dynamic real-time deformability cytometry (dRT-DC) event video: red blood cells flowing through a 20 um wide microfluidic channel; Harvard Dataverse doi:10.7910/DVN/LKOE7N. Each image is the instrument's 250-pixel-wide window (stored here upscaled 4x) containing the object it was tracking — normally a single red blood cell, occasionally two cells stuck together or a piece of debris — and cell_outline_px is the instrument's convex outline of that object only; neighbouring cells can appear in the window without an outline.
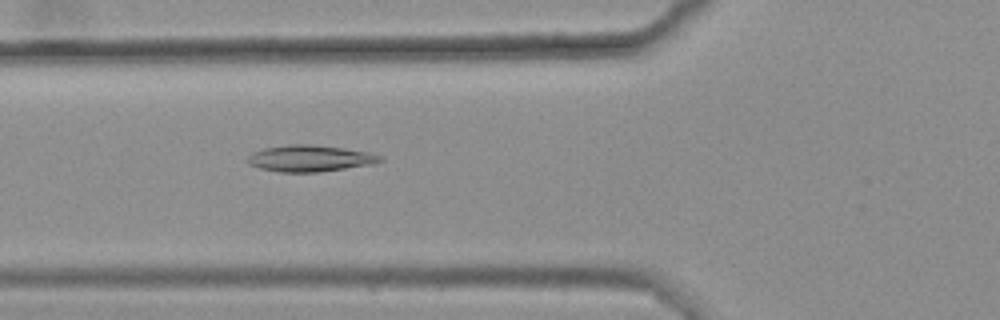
{"species": "common noctule bat (a hibernating species)", "species_latin": "Nyctalus noctula", "temperature_condition": "warm", "stored_images_in_passage": 50, "camera_frame_rate_fps": 3000, "um_per_image_px": 0.085, "animal": {"sex": "female", "body_mass_g": 25.1}, "frame": {"image": 1, "passage_image": 21, "time_ms": 6.667, "image_size_px": [1000, 320], "cell_outline_px": [[384, 160], [372, 164], [320, 172], [280, 172], [260, 168], [248, 164], [248, 156], [252, 152], [264, 148], [288, 144], [312, 144], [344, 148], [368, 152], [380, 156]], "centroid_in_image_um": [26.32, 13.46], "position_along_channel_um": 99.5, "area_um2": 20.4}}
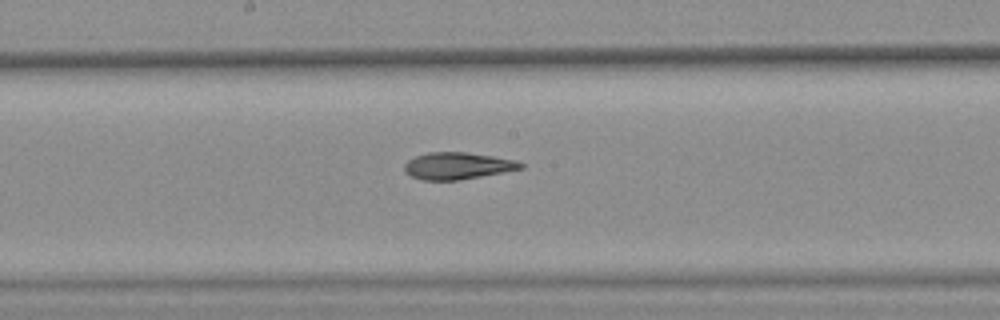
{"frame": {"image": 2, "passage_image": 30, "time_ms": 9.667, "image_size_px": [1000, 320], "cell_outline_px": [[524, 168], [460, 180], [420, 180], [404, 172], [404, 164], [408, 160], [416, 156], [428, 152], [464, 152], [492, 156], [516, 160], [524, 164]], "centroid_in_image_um": [38.87, 14.1], "position_along_channel_um": 209.3, "area_um2": 18.21}}
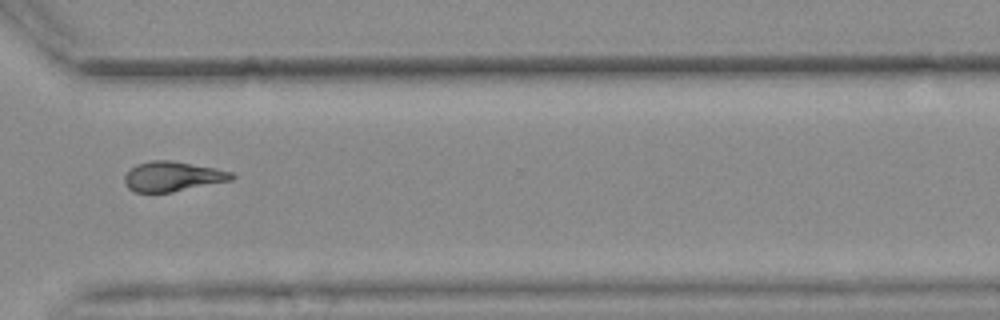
{"frame": {"image": 3, "passage_image": 42, "time_ms": 13.667, "image_size_px": [1000, 320], "cell_outline_px": [[236, 176], [232, 180], [172, 192], [136, 192], [128, 188], [124, 184], [124, 176], [136, 164], [152, 160], [172, 160], [232, 172]], "centroid_in_image_um": [14.65, 15.0], "position_along_channel_um": 356.0, "area_um2": 18.5}, "authors_computed_cell_mechanics": {"area_um2": 18.8428, "velocity_mm_per_s": 3.6586, "shape_relaxation_time_tau1_ms": null, "shape_relaxation_time_tau2_ms": 4.1731, "deformation_change_tau1": null, "deformation_change_tau2": 0.1224}}